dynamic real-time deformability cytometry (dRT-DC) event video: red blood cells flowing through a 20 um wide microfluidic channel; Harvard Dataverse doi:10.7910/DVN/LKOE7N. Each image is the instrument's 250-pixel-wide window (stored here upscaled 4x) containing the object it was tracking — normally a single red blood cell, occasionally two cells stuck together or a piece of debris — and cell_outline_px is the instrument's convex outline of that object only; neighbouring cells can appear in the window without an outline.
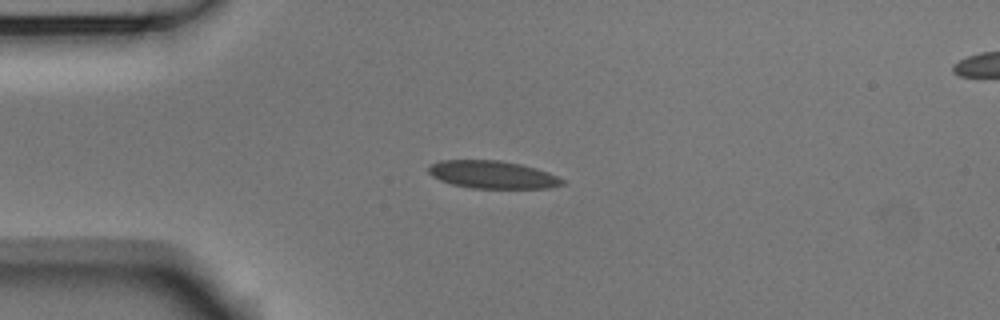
{"species": "Egyptian fruit bat (a non-hibernating species)", "species_latin": "Rousettus aegyptiacus", "temperature_condition": "room temperature", "stored_images_in_passage": 41, "camera_frame_rate_fps": 3000, "um_per_image_px": 0.085, "animal": {"sex": "male"}, "frame": {"image": 1, "passage_image": 1, "time_ms": 0.0, "image_size_px": [1000, 320], "cell_outline_px": [[564, 184], [548, 188], [472, 188], [452, 184], [440, 180], [432, 176], [428, 172], [428, 168], [432, 164], [440, 160], [500, 160], [520, 164], [536, 168], [548, 172], [564, 180]], "centroid_in_image_um": [41.85, 14.84], "position_along_channel_um": 43.1, "area_um2": 21.5}}
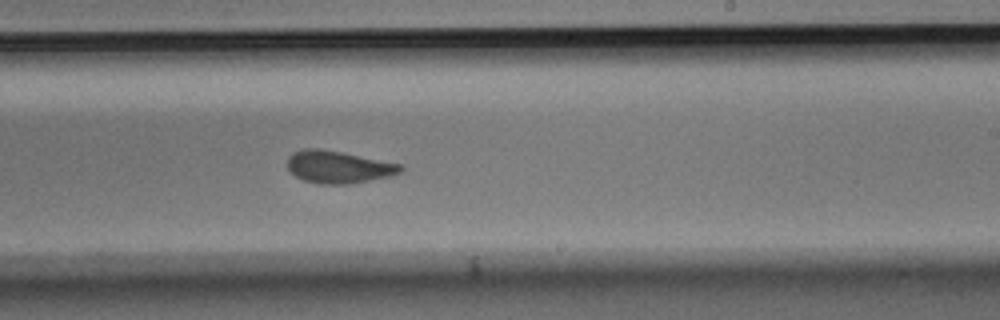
{"frame": {"image": 2, "passage_image": 20, "time_ms": 6.333, "image_size_px": [1000, 320], "cell_outline_px": [[404, 168], [400, 172], [388, 176], [348, 184], [320, 184], [304, 180], [296, 176], [288, 168], [288, 156], [292, 152], [304, 148], [316, 148], [340, 152], [400, 164]], "centroid_in_image_um": [28.71, 14.19], "position_along_channel_um": 260.3, "area_um2": 20.92}}
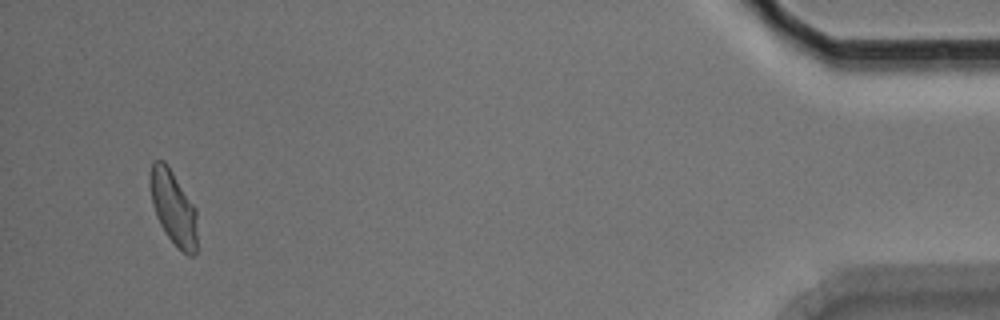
{"frame": {"image": 3, "passage_image": 39, "time_ms": 12.667, "image_size_px": [1000, 320], "cell_outline_px": [[196, 252], [192, 256], [188, 256], [168, 236], [160, 224], [156, 216], [152, 204], [152, 160], [164, 160], [168, 164], [196, 208]], "centroid_in_image_um": [14.77, 17.64], "position_along_channel_um": 420.4, "area_um2": 19.83}, "authors_computed_cell_mechanics": {"area_um2": 21.4438, "velocity_mm_per_s": 3.7433, "shape_relaxation_time_tau1_ms": 6.6783, "shape_relaxation_time_tau2_ms": 1.089, "deformation_change_tau1": 0.1595, "deformation_change_tau2": 0.0844}}